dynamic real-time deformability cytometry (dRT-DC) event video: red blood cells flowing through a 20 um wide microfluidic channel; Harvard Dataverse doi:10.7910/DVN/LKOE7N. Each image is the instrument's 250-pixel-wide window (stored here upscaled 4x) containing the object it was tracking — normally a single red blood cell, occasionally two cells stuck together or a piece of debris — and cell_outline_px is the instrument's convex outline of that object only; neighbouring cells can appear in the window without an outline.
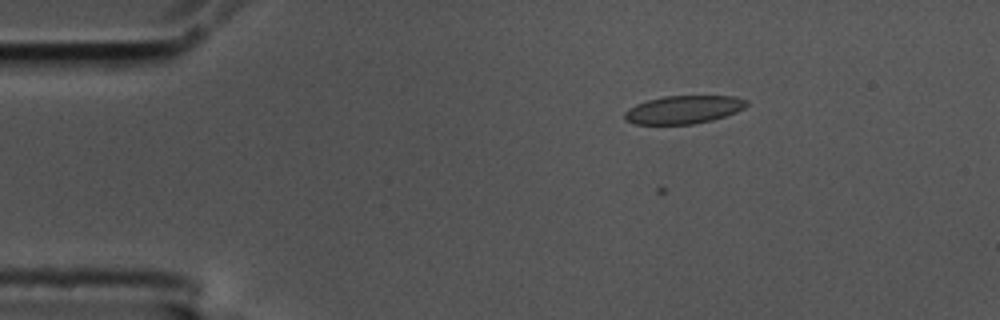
{"species": "common noctule bat (a hibernating species)", "species_latin": "Nyctalus noctula", "temperature_condition": "cold", "stored_images_in_passage": 58, "camera_frame_rate_fps": 3000, "um_per_image_px": 0.085, "animal": {"sex": "male", "body_mass_g": 17.5, "forearm_length_mm": 52.3}, "frame": {"image": 1, "passage_image": 11, "time_ms": 3.333, "image_size_px": [1000, 320], "cell_outline_px": [[748, 104], [744, 108], [736, 112], [712, 120], [692, 124], [636, 124], [624, 120], [624, 112], [628, 108], [636, 104], [648, 100], [664, 96], [736, 96], [748, 100]], "centroid_in_image_um": [58.1, 9.31], "position_along_channel_um": 26.9, "area_um2": 20.0}}
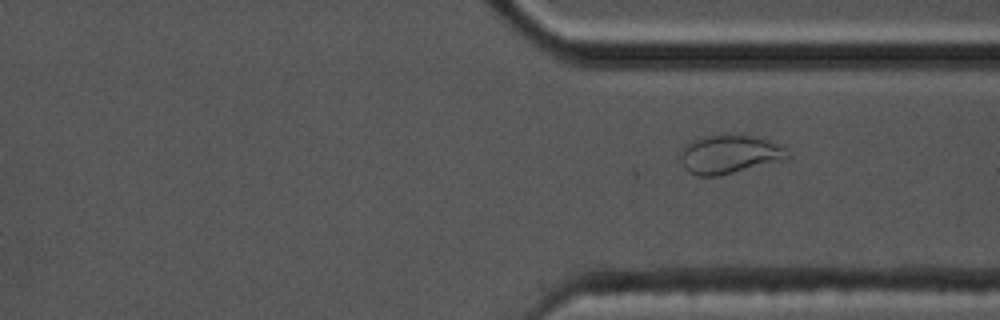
{"frame": {"image": 2, "passage_image": 43, "time_ms": 14.0, "image_size_px": [1000, 320], "cell_outline_px": [[792, 156], [788, 160], [716, 176], [696, 176], [688, 172], [684, 168], [680, 160], [680, 152], [684, 144], [692, 140], [724, 132], [760, 136], [784, 148]], "centroid_in_image_um": [62.01, 13.09], "position_along_channel_um": 349.4, "area_um2": 24.91}}
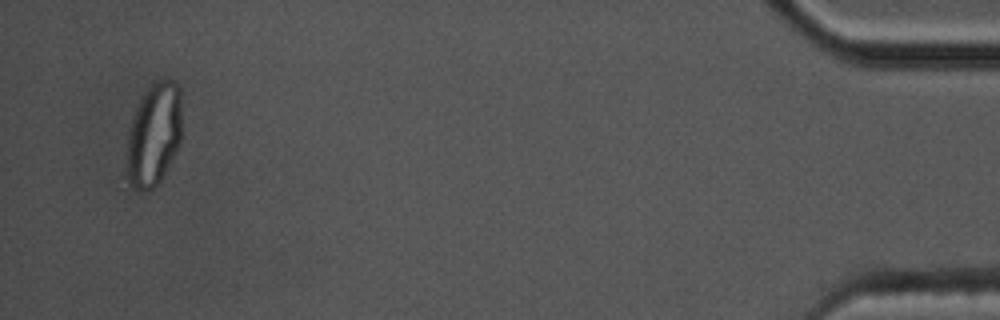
{"frame": {"image": 3, "passage_image": 56, "time_ms": 18.333, "image_size_px": [1000, 320], "cell_outline_px": [[180, 144], [160, 180], [148, 192], [140, 192], [132, 188], [128, 180], [128, 132], [132, 116], [136, 104], [144, 92], [156, 80], [172, 80], [180, 88]], "centroid_in_image_um": [13.06, 11.43], "position_along_channel_um": 422.1, "area_um2": 32.95}}